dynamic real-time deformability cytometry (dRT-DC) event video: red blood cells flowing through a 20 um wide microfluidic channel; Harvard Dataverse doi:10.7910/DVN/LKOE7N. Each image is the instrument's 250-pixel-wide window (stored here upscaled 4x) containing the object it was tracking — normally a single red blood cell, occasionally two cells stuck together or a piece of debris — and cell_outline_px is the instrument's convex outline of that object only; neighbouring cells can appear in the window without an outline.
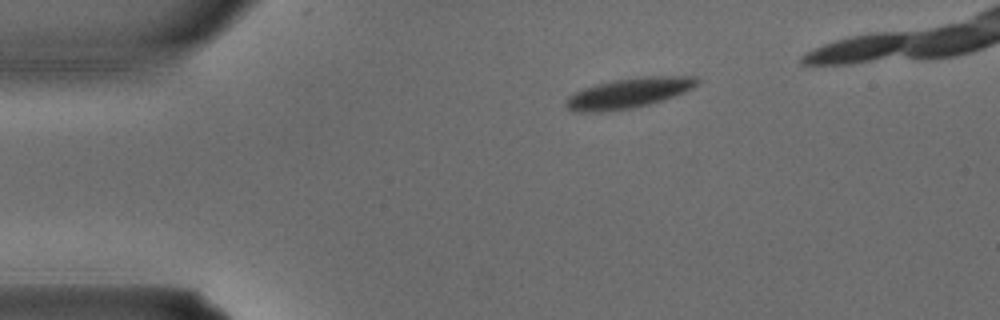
{"species": "common noctule bat (a hibernating species)", "species_latin": "Nyctalus noctula", "temperature_condition": "warm", "stored_images_in_passage": 4, "camera_frame_rate_fps": 3000, "um_per_image_px": 0.085, "animal": {"sex": "male", "body_mass_g": 15.6}, "frame": {"image": 1, "passage_image": 1, "time_ms": 0.0, "image_size_px": [1000, 320], "cell_outline_px": [[700, 80], [692, 88], [684, 92], [648, 104], [632, 108], [604, 112], [576, 112], [568, 108], [564, 104], [568, 96], [584, 88], [616, 80], [648, 76], [696, 76]], "centroid_in_image_um": [53.42, 7.92], "position_along_channel_um": 31.6, "area_um2": 22.54}}
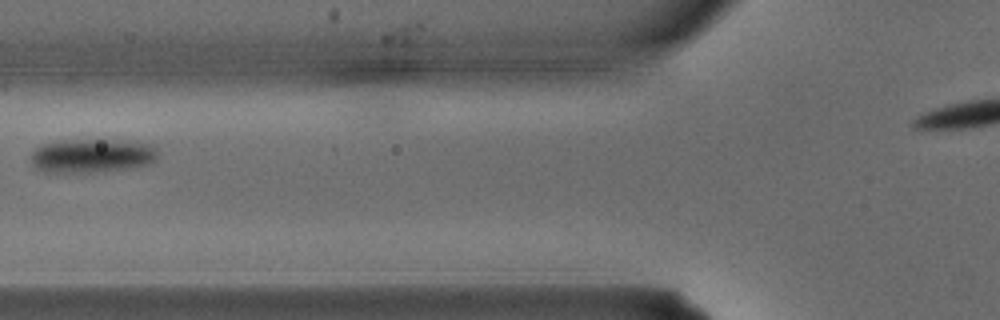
{"frame": {"image": 2, "passage_image": 3, "time_ms": 0.667, "image_size_px": [1000, 320], "cell_outline_px": [[160, 152], [156, 160], [148, 164], [128, 168], [104, 172], [44, 172], [36, 168], [32, 164], [28, 156], [40, 144], [56, 140], [112, 140], [152, 144]], "centroid_in_image_um": [7.78, 13.24], "position_along_channel_um": 118.0, "area_um2": 25.49}}